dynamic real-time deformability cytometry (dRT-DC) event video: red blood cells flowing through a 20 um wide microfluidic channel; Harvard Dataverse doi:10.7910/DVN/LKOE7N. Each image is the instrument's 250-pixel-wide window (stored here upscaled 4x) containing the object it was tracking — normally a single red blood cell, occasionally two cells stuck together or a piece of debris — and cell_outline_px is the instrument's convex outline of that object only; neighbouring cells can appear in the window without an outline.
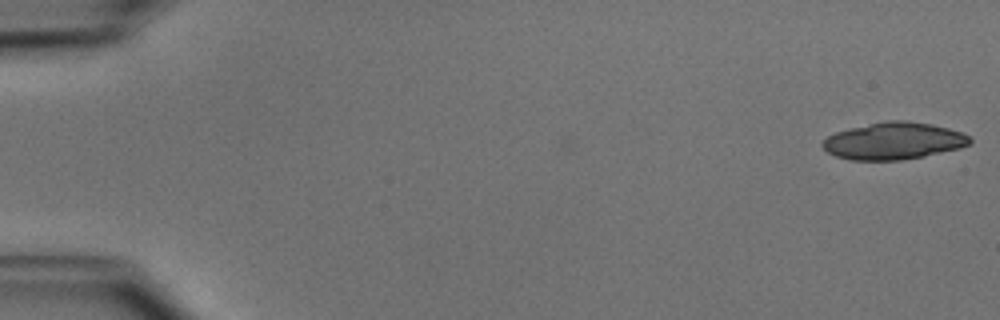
{"species": "common noctule bat (a hibernating species)", "species_latin": "Nyctalus noctula", "temperature_condition": "cold", "stored_images_in_passage": 42, "segment_of_instrument_passage": [1, 2], "camera_frame_rate_fps": 3000, "um_per_image_px": 0.085, "animal": {"sex": "male", "body_mass_g": 15.6}, "frame": {"image": 1, "passage_image": 1, "time_ms": 0.0, "image_size_px": [1000, 320], "cell_outline_px": [[972, 144], [960, 148], [924, 156], [900, 160], [852, 160], [836, 156], [828, 152], [820, 144], [828, 136], [836, 132], [852, 128], [888, 120], [904, 120], [932, 124], [964, 132], [972, 136]], "centroid_in_image_um": [76.03, 11.98], "position_along_channel_um": 9.0, "area_um2": 31.79}}